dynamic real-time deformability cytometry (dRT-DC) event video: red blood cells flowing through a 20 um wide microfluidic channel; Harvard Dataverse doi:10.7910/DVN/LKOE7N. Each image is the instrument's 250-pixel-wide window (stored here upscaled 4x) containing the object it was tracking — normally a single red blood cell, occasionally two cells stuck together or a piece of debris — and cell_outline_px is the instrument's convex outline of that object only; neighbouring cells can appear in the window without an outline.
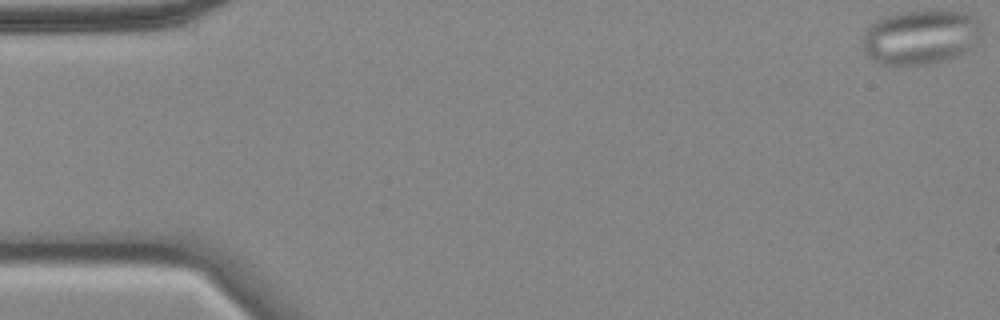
{"species": "common noctule bat (a hibernating species)", "species_latin": "Nyctalus noctula", "temperature_condition": "cold", "stored_images_in_passage": 56, "camera_frame_rate_fps": 3000, "um_per_image_px": 0.085, "animal": {"sex": "female", "body_mass_g": 18.4}, "frame": {"image": 1, "passage_image": 1, "time_ms": 0.0, "image_size_px": [1000, 320], "cell_outline_px": [[984, 28], [976, 44], [972, 48], [956, 56], [944, 60], [928, 64], [880, 64], [872, 60], [864, 52], [864, 32], [876, 20], [884, 16], [904, 12], [964, 12], [980, 20]], "centroid_in_image_um": [78.29, 3.16], "position_along_channel_um": 6.7, "area_um2": 37.57}}
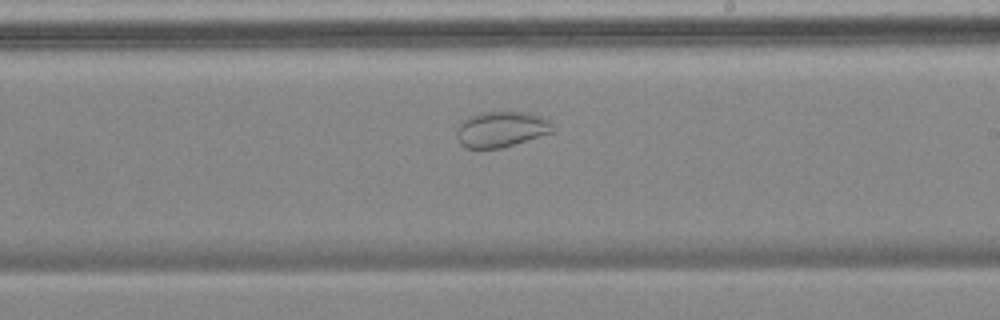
{"frame": {"image": 2, "passage_image": 33, "time_ms": 10.667, "image_size_px": [1000, 320], "cell_outline_px": [[552, 132], [500, 148], [464, 148], [456, 140], [456, 132], [460, 124], [468, 116], [480, 112], [528, 112], [540, 116], [548, 120]], "centroid_in_image_um": [42.52, 10.98], "position_along_channel_um": 246.5, "area_um2": 19.71}}
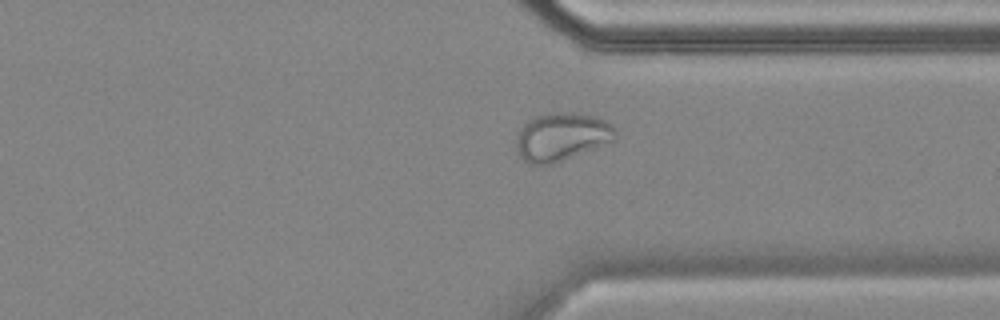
{"frame": {"image": 3, "passage_image": 43, "time_ms": 14.0, "image_size_px": [1000, 320], "cell_outline_px": [[616, 140], [560, 160], [548, 164], [528, 164], [520, 156], [516, 148], [516, 140], [524, 124], [528, 120], [536, 116], [572, 112], [592, 116], [604, 120], [612, 124], [616, 128]], "centroid_in_image_um": [47.75, 11.62], "position_along_channel_um": 363.6, "area_um2": 27.05}, "authors_computed_cell_mechanics": {"area_um2": 29.1312, "velocity_mm_per_s": 3.4988, "shape_relaxation_time_tau1_ms": null, "shape_relaxation_time_tau2_ms": 2.045, "deformation_change_tau1": null, "deformation_change_tau2": 0.0342}}